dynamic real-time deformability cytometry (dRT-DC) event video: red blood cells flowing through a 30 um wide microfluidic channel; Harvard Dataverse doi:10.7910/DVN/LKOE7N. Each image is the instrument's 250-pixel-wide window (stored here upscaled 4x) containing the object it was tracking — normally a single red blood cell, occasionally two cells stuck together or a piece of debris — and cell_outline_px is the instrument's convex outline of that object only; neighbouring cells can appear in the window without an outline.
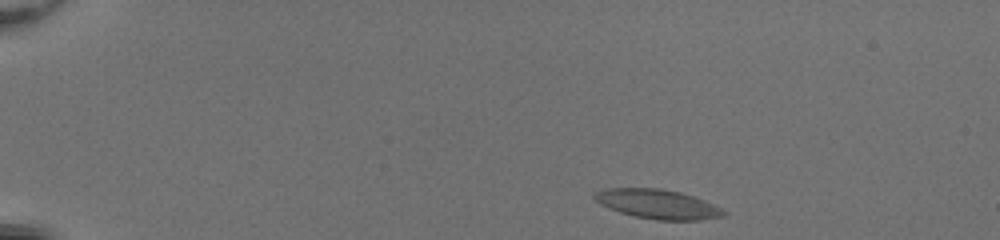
{"species": "common noctule bat (a hibernating species)", "species_latin": "Nyctalus noctula", "temperature_condition": "room temperature", "stored_images_in_passage": 44, "camera_frame_rate_fps": 3000, "um_per_image_px": 0.085, "animal": {"sex": "female", "body_mass_g": 20.0, "forearm_length_mm": 54.0}, "frame": {"image": 1, "passage_image": 1, "time_ms": 0.0, "image_size_px": [1000, 240], "cell_outline_px": [[728, 212], [724, 216], [700, 220], [656, 220], [636, 216], [620, 212], [608, 208], [600, 204], [592, 196], [592, 192], [608, 188], [660, 188], [680, 192], [704, 200]], "centroid_in_image_um": [55.87, 17.34], "position_along_channel_um": 29.1, "area_um2": 22.08}}
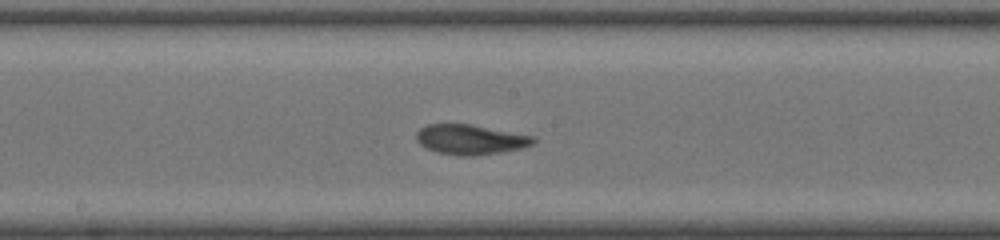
{"frame": {"image": 2, "passage_image": 22, "time_ms": 7.0, "image_size_px": [1000, 240], "cell_outline_px": [[536, 140], [532, 144], [520, 148], [500, 152], [472, 156], [464, 156], [436, 152], [420, 144], [416, 140], [416, 132], [420, 128], [428, 124], [472, 124], [536, 136]], "centroid_in_image_um": [39.99, 11.84], "position_along_channel_um": 208.2, "area_um2": 20.4}}
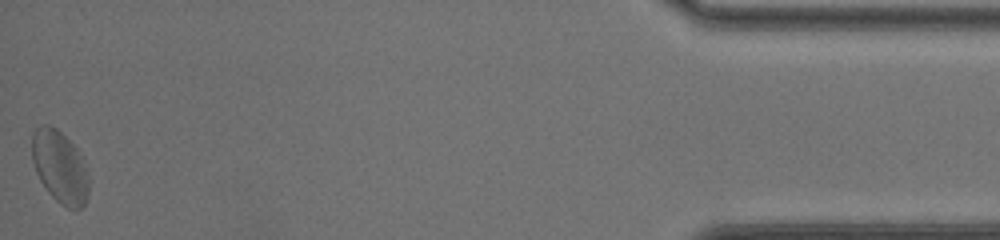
{"frame": {"image": 3, "passage_image": 44, "time_ms": 14.333, "image_size_px": [1000, 240], "cell_outline_px": [[88, 196], [84, 204], [80, 208], [68, 208], [60, 204], [48, 192], [40, 180], [36, 172], [32, 160], [32, 132], [36, 128], [44, 124], [48, 124], [56, 128], [76, 148], [84, 160], [88, 176]], "centroid_in_image_um": [5.08, 14.18], "position_along_channel_um": 430.1, "area_um2": 23.87}, "authors_computed_cell_mechanics": {"area_um2": 21.2704, "velocity_mm_per_s": 4.0711, "shape_relaxation_time_tau1_ms": 5.0299, "shape_relaxation_time_tau2_ms": 1.9661, "deformation_change_tau1": 0.1496, "deformation_change_tau2": 0.0869}}